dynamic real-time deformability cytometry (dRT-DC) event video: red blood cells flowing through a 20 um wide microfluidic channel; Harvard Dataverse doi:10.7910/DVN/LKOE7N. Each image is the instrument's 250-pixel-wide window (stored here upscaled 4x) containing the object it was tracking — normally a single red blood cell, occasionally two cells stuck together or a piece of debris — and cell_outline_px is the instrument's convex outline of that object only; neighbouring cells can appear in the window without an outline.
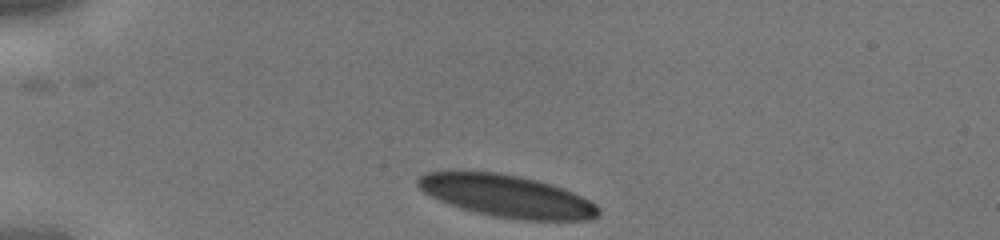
{"species": "human", "species_latin": "Homo sapiens", "temperature_condition": "cold", "stored_images_in_passage": 29, "camera_frame_rate_fps": 3000, "um_per_image_px": 0.085, "donor": {"sex": "male"}, "frame": {"image": 1, "passage_image": 1, "time_ms": 0.0, "image_size_px": [1000, 240], "cell_outline_px": [[600, 212], [596, 216], [588, 220], [524, 220], [496, 216], [460, 208], [448, 204], [424, 192], [416, 184], [416, 180], [424, 172], [452, 168], [500, 172], [520, 176], [536, 180], [572, 192], [596, 204], [600, 208]], "centroid_in_image_um": [42.97, 16.61], "position_along_channel_um": 42.0, "area_um2": 44.91}}
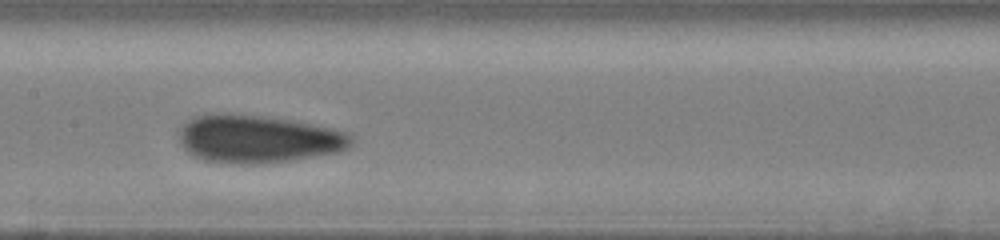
{"frame": {"image": 2, "passage_image": 13, "time_ms": 4.0, "image_size_px": [1000, 240], "cell_outline_px": [[356, 140], [348, 148], [340, 152], [288, 160], [256, 164], [220, 164], [204, 160], [192, 156], [180, 144], [180, 128], [188, 120], [196, 116], [260, 116], [288, 120], [332, 128], [352, 132]], "centroid_in_image_um": [22.0, 11.86], "position_along_channel_um": 185.4, "area_um2": 47.51}}
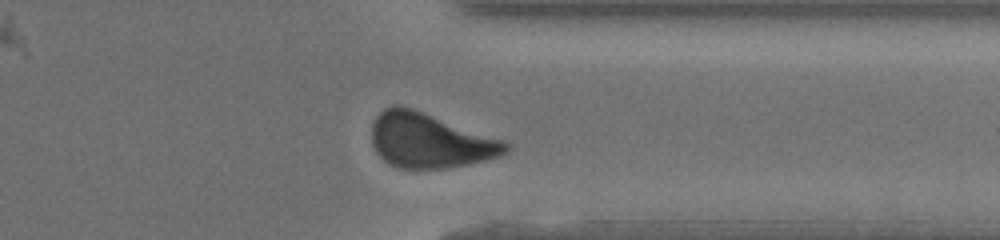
{"frame": {"image": 3, "passage_image": 25, "time_ms": 8.0, "image_size_px": [1000, 240], "cell_outline_px": [[512, 148], [508, 152], [484, 160], [468, 164], [448, 168], [400, 168], [388, 164], [376, 152], [372, 144], [372, 124], [376, 116], [384, 108], [396, 104], [400, 104], [508, 140], [512, 144]], "centroid_in_image_um": [36.58, 11.93], "position_along_channel_um": 374.8, "area_um2": 43.29}}